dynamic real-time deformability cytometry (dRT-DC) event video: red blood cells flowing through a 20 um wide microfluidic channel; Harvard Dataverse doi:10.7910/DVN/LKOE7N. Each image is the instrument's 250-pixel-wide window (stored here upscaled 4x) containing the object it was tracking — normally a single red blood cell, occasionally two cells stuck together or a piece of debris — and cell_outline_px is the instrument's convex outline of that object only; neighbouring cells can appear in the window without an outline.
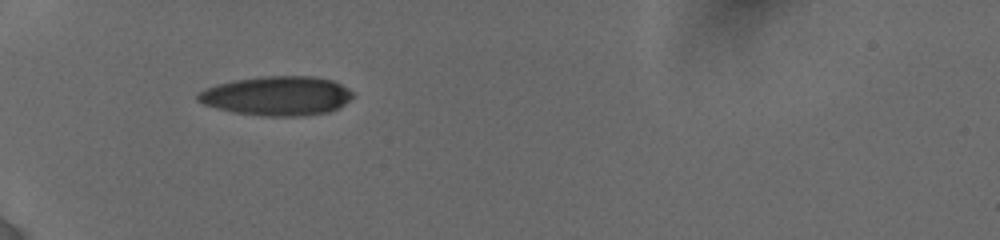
{"species": "human", "species_latin": "Homo sapiens", "temperature_condition": "cold", "stored_images_in_passage": 4, "camera_frame_rate_fps": 3000, "um_per_image_px": 0.085, "donor": {"sex": "female"}, "frame": {"image": 1, "passage_image": 1, "time_ms": 0.0, "image_size_px": [1000, 240], "cell_outline_px": [[352, 96], [344, 104], [328, 112], [304, 116], [264, 116], [232, 112], [216, 108], [204, 104], [196, 100], [196, 96], [200, 92], [216, 84], [236, 80], [264, 76], [312, 76], [332, 80], [348, 88], [352, 92]], "centroid_in_image_um": [23.53, 8.15], "position_along_channel_um": 61.5, "area_um2": 35.26}}
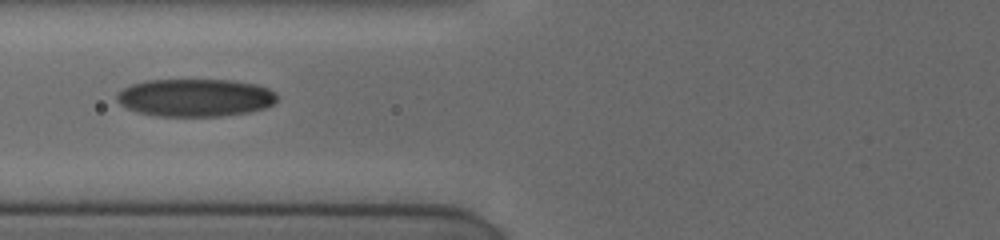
{"frame": {"image": 2, "passage_image": 3, "time_ms": 1.667, "image_size_px": [1000, 240], "cell_outline_px": [[276, 100], [272, 104], [264, 108], [248, 112], [220, 116], [156, 116], [140, 112], [128, 108], [120, 104], [116, 100], [116, 92], [132, 84], [144, 80], [236, 80], [256, 84], [268, 88], [276, 92]], "centroid_in_image_um": [16.59, 8.29], "position_along_channel_um": 109.2, "area_um2": 35.32}}